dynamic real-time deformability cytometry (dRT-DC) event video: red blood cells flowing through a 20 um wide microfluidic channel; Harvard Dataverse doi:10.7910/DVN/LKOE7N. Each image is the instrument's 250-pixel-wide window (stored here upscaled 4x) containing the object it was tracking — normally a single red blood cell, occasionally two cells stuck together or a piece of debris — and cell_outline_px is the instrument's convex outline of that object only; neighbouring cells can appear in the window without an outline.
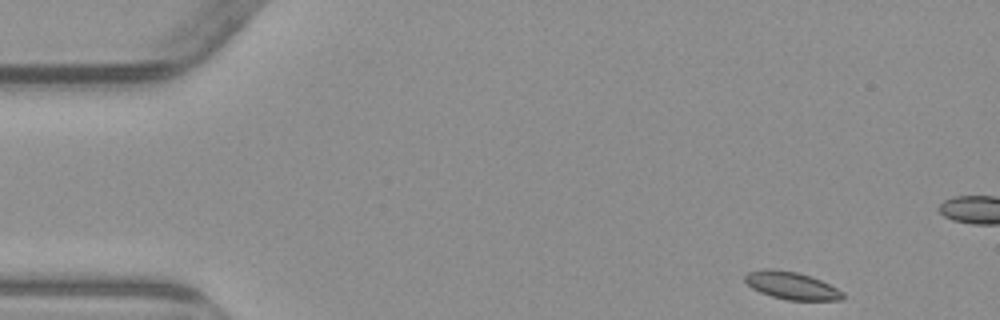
{"species": "common noctule bat (a hibernating species)", "species_latin": "Nyctalus noctula", "temperature_condition": "warm", "stored_images_in_passage": 5, "camera_frame_rate_fps": 3000, "um_per_image_px": 0.085, "animal": {"sex": "male", "body_mass_g": 23.1, "forearm_length_mm": 52.7}, "frame": {"image": 1, "passage_image": 1, "time_ms": 0.0, "image_size_px": [1000, 320], "cell_outline_px": [[844, 300], [788, 300], [772, 296], [760, 292], [752, 288], [744, 280], [744, 276], [748, 272], [764, 268], [772, 268], [796, 272], [812, 276], [844, 292]], "centroid_in_image_um": [67.28, 24.26], "position_along_channel_um": 17.7, "area_um2": 15.72}}